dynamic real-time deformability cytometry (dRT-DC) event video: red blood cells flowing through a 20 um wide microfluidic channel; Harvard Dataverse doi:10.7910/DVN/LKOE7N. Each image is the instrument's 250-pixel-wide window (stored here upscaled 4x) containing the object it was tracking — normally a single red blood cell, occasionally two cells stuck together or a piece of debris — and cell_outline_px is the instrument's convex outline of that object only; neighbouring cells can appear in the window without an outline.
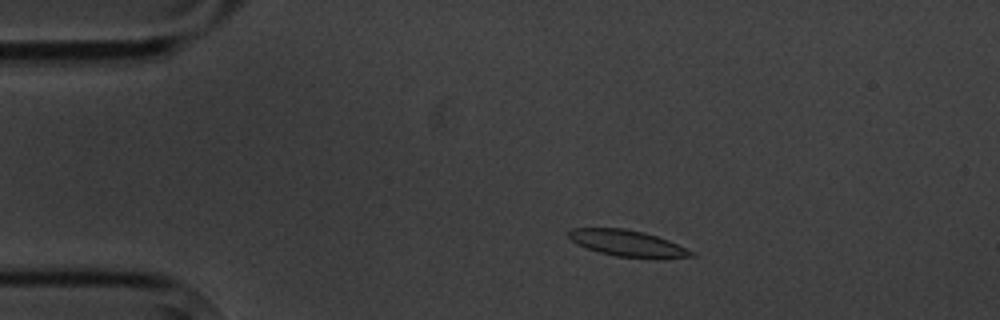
{"species": "common noctule bat (a hibernating species)", "species_latin": "Nyctalus noctula", "temperature_condition": "cold", "stored_images_in_passage": 6, "camera_frame_rate_fps": 3000, "um_per_image_px": 0.085, "animal": {"sex": "male", "body_mass_g": 20.1, "forearm_length_mm": 53.5}, "frame": {"image": 1, "passage_image": 2, "time_ms": 1.333, "image_size_px": [1000, 320], "cell_outline_px": [[696, 256], [656, 260], [652, 260], [616, 256], [600, 252], [588, 248], [572, 240], [568, 236], [568, 232], [572, 228], [624, 228], [644, 232], [668, 240], [696, 252]], "centroid_in_image_um": [53.45, 20.71], "position_along_channel_um": 31.6, "area_um2": 19.07}}
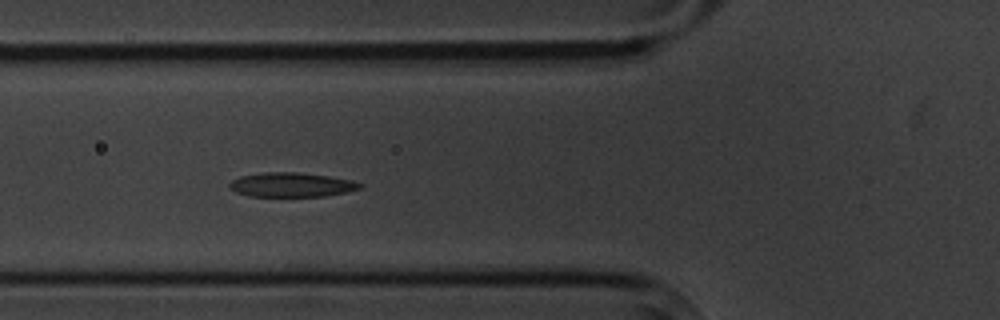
{"frame": {"image": 2, "passage_image": 5, "time_ms": 4.667, "image_size_px": [1000, 320], "cell_outline_px": [[364, 184], [360, 188], [344, 192], [324, 196], [248, 196], [236, 192], [228, 188], [228, 184], [232, 180], [240, 176], [264, 172], [296, 172], [328, 176], [352, 180]], "centroid_in_image_um": [24.73, 15.7], "position_along_channel_um": 101.1, "area_um2": 18.44}}
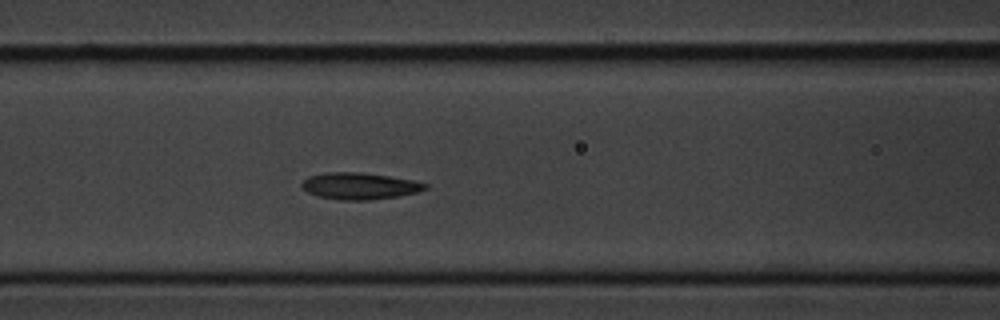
{"frame": {"image": 3, "passage_image": 6, "time_ms": 5.667, "image_size_px": [1000, 320], "cell_outline_px": [[428, 188], [416, 192], [400, 196], [368, 200], [340, 200], [316, 196], [308, 192], [300, 184], [308, 176], [328, 172], [360, 172], [388, 176], [412, 180], [428, 184]], "centroid_in_image_um": [30.55, 15.81], "position_along_channel_um": 136.0, "area_um2": 19.13}}